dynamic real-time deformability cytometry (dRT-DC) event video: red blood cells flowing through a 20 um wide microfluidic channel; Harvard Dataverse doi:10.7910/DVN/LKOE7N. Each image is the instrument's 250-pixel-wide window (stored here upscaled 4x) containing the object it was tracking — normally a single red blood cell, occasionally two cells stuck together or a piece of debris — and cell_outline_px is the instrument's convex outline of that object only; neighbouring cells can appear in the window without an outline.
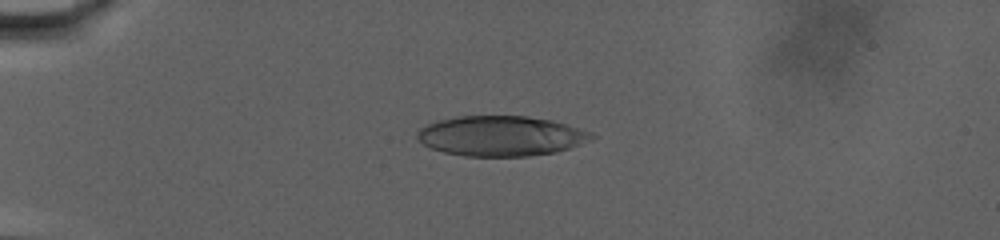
{"species": "human", "species_latin": "Homo sapiens", "temperature_condition": "warm", "stored_images_in_passage": 75, "camera_frame_rate_fps": 3000, "um_per_image_px": 0.085, "donor": {"sex": "male"}, "frame": {"image": 1, "passage_image": 21, "time_ms": 6.667, "image_size_px": [1000, 240], "cell_outline_px": [[596, 136], [592, 140], [556, 152], [528, 156], [464, 156], [444, 152], [432, 148], [424, 144], [416, 136], [416, 132], [420, 128], [436, 120], [456, 116], [528, 116], [552, 120], [592, 132]], "centroid_in_image_um": [42.58, 11.55], "position_along_channel_um": 42.4, "area_um2": 40.81}}
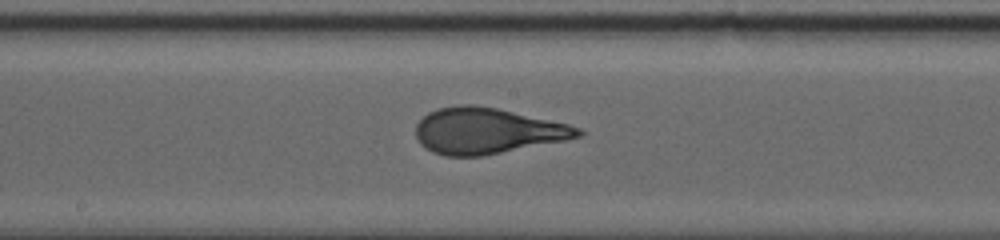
{"frame": {"image": 2, "passage_image": 43, "time_ms": 14.0, "image_size_px": [1000, 240], "cell_outline_px": [[584, 132], [580, 136], [568, 140], [484, 156], [444, 156], [432, 152], [424, 148], [420, 144], [416, 136], [416, 124], [428, 112], [436, 108], [456, 104], [472, 104], [496, 108], [568, 124], [580, 128]], "centroid_in_image_um": [41.38, 11.13], "position_along_channel_um": 206.8, "area_um2": 43.7}}
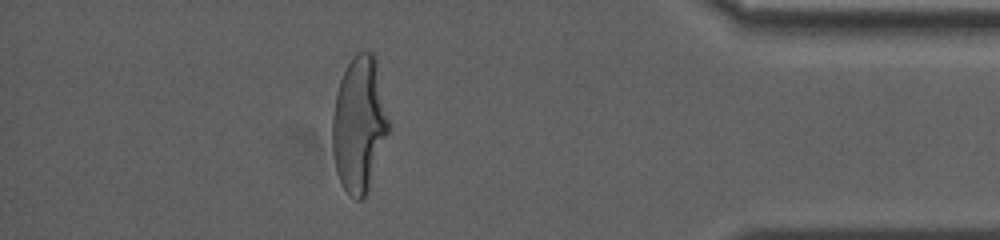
{"frame": {"image": 3, "passage_image": 67, "time_ms": 22.0, "image_size_px": [1000, 240], "cell_outline_px": [[388, 132], [364, 200], [356, 200], [348, 196], [336, 172], [332, 152], [332, 116], [336, 92], [340, 80], [348, 64], [356, 52], [372, 52], [376, 56], [388, 120]], "centroid_in_image_um": [30.5, 10.57], "position_along_channel_um": 404.7, "area_um2": 44.22}, "authors_computed_cell_mechanics": {"area_um2": 43.061, "velocity_mm_per_s": 2.872, "shape_relaxation_time_tau1_ms": 7.1793, "shape_relaxation_time_tau2_ms": 1.0425, "deformation_change_tau1": 0.2577, "deformation_change_tau2": 0.0914}}